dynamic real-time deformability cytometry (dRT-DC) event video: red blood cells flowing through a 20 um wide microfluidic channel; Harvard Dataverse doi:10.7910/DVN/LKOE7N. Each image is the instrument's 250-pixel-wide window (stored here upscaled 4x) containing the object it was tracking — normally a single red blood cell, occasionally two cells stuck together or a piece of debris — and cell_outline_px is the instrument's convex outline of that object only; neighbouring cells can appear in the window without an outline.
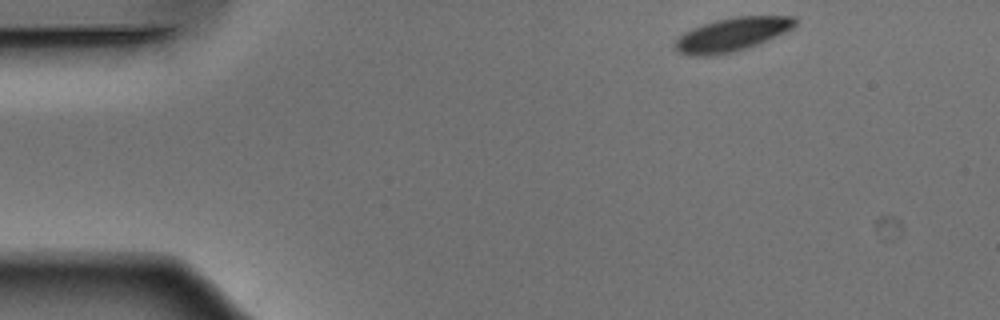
{"species": "Egyptian fruit bat (a non-hibernating species)", "species_latin": "Rousettus aegyptiacus", "temperature_condition": "warm", "stored_images_in_passage": 47, "camera_frame_rate_fps": 3000, "um_per_image_px": 0.085, "animal": {"sex": "male"}, "frame": {"image": 1, "passage_image": 1, "time_ms": 0.0, "image_size_px": [1000, 320], "cell_outline_px": [[796, 24], [792, 28], [784, 32], [756, 44], [732, 52], [712, 56], [692, 56], [676, 52], [676, 40], [684, 32], [692, 28], [716, 20], [736, 16], [796, 16]], "centroid_in_image_um": [62.19, 2.93], "position_along_channel_um": 22.8, "area_um2": 23.12}}
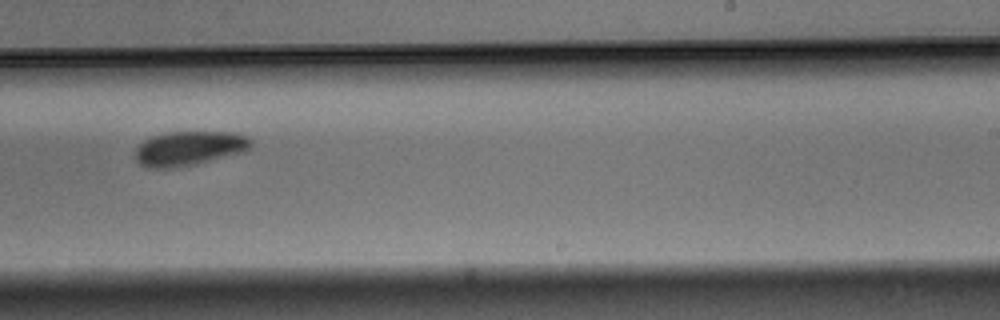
{"frame": {"image": 2, "passage_image": 27, "time_ms": 8.667, "image_size_px": [1000, 320], "cell_outline_px": [[252, 144], [244, 152], [196, 164], [176, 168], [148, 168], [140, 164], [136, 160], [136, 148], [144, 140], [152, 136], [164, 132], [232, 132], [248, 136], [252, 140]], "centroid_in_image_um": [16.08, 12.61], "position_along_channel_um": 272.9, "area_um2": 23.35}}
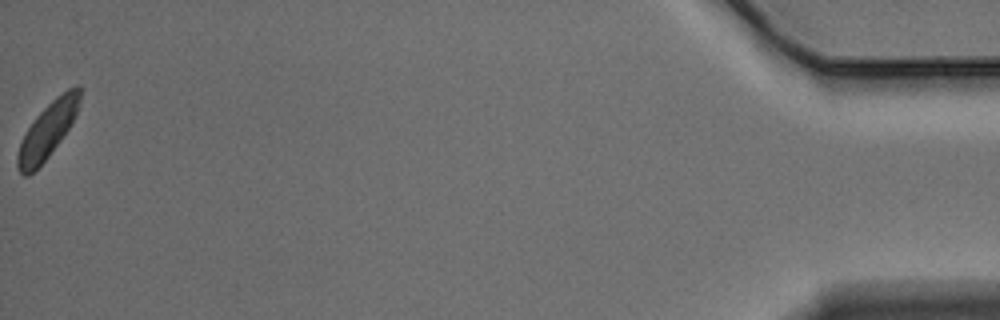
{"frame": {"image": 3, "passage_image": 47, "time_ms": 15.333, "image_size_px": [1000, 320], "cell_outline_px": [[84, 88], [76, 112], [68, 128], [60, 140], [48, 156], [28, 176], [24, 176], [16, 168], [16, 156], [20, 144], [28, 128], [36, 116], [56, 96], [68, 88], [76, 84], [80, 84]], "centroid_in_image_um": [4.06, 11.02], "position_along_channel_um": 431.1, "area_um2": 19.88}, "authors_computed_cell_mechanics": {"area_um2": 23.5246, "velocity_mm_per_s": 3.8232, "shape_relaxation_time_tau1_ms": 2.2654, "shape_relaxation_time_tau2_ms": null, "deformation_change_tau1": 0.0848, "deformation_change_tau2": null}}